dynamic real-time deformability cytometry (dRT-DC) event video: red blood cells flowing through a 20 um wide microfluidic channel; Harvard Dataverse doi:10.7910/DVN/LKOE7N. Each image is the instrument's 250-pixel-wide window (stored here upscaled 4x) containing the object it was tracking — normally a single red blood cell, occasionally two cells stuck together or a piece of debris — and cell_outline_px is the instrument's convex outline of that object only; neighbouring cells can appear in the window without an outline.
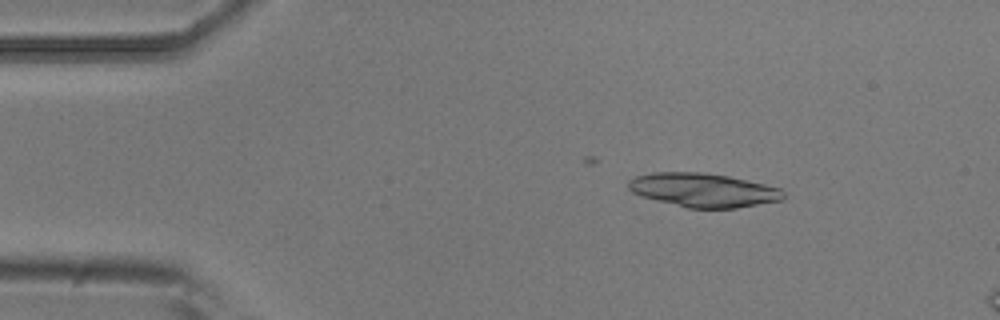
{"species": "common noctule bat (a hibernating species)", "species_latin": "Nyctalus noctula", "temperature_condition": "room temperature", "stored_images_in_passage": 4, "camera_frame_rate_fps": 3000, "um_per_image_px": 0.085, "animal": {"sex": "male", "body_mass_g": 20.5, "forearm_length_mm": 52.5}, "frame": {"image": 1, "passage_image": 2, "time_ms": 0.333, "image_size_px": [1000, 320], "cell_outline_px": [[784, 200], [736, 208], [688, 208], [640, 196], [632, 192], [628, 188], [628, 180], [636, 176], [652, 172], [704, 172], [728, 176], [764, 184], [780, 188], [784, 192]], "centroid_in_image_um": [59.77, 16.15], "position_along_channel_um": 25.2, "area_um2": 30.63}}